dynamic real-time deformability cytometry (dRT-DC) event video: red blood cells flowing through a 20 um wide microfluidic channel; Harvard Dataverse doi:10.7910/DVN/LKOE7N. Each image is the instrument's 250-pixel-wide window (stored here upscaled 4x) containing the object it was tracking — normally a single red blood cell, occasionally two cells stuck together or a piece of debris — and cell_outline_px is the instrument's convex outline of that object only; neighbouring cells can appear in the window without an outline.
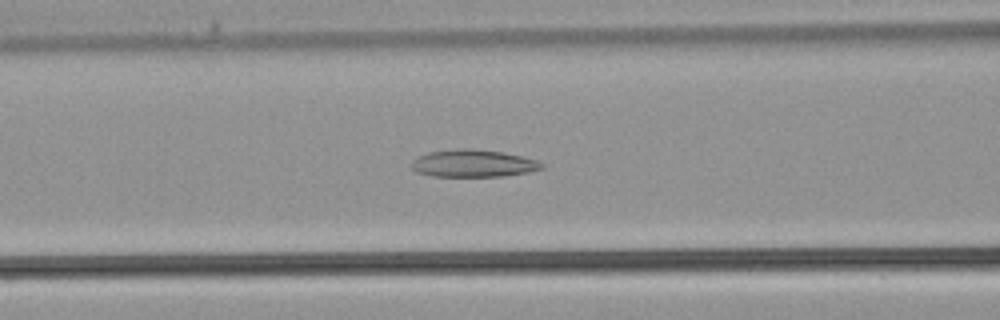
{"species": "common noctule bat (a hibernating species)", "species_latin": "Nyctalus noctula", "temperature_condition": "warm", "stored_images_in_passage": 34, "camera_frame_rate_fps": 3000, "um_per_image_px": 0.085, "animal": {"sex": "male", "body_mass_g": 21.5, "forearm_length_mm": 52.0}, "frame": {"image": 1, "passage_image": 12, "time_ms": 3.667, "image_size_px": [1000, 320], "cell_outline_px": [[544, 168], [528, 172], [504, 176], [432, 176], [416, 172], [412, 168], [412, 160], [416, 156], [428, 152], [456, 148], [468, 148], [504, 152], [524, 156], [536, 160], [544, 164]], "centroid_in_image_um": [40.22, 13.88], "position_along_channel_um": 126.4, "area_um2": 20.98}}
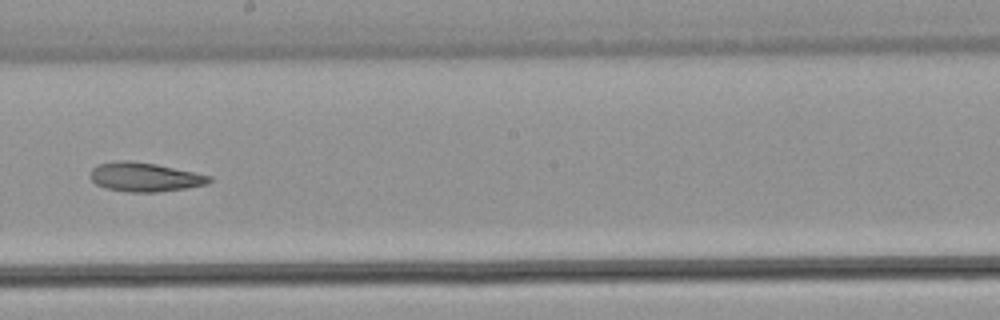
{"frame": {"image": 2, "passage_image": 18, "time_ms": 5.667, "image_size_px": [1000, 320], "cell_outline_px": [[212, 180], [208, 184], [184, 188], [156, 192], [128, 192], [104, 188], [96, 184], [88, 176], [92, 168], [100, 164], [124, 160], [128, 160], [156, 164], [196, 172], [212, 176]], "centroid_in_image_um": [12.31, 15.05], "position_along_channel_um": 235.9, "area_um2": 20.17}}
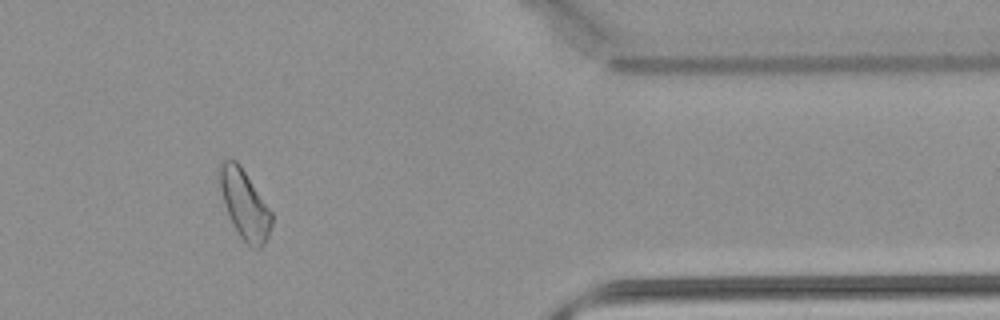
{"frame": {"image": 3, "passage_image": 28, "time_ms": 9.0, "image_size_px": [1000, 320], "cell_outline_px": [[272, 224], [268, 236], [264, 244], [260, 248], [252, 248], [240, 236], [228, 216], [224, 204], [220, 188], [220, 164], [224, 160], [236, 160], [240, 164], [272, 212]], "centroid_in_image_um": [20.8, 17.39], "position_along_channel_um": 390.6, "area_um2": 20.63}}